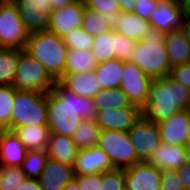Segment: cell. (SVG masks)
<instances>
[{"label": "cell", "instance_id": "32", "mask_svg": "<svg viewBox=\"0 0 190 190\" xmlns=\"http://www.w3.org/2000/svg\"><path fill=\"white\" fill-rule=\"evenodd\" d=\"M18 60L19 49L0 47V86L12 85Z\"/></svg>", "mask_w": 190, "mask_h": 190}, {"label": "cell", "instance_id": "18", "mask_svg": "<svg viewBox=\"0 0 190 190\" xmlns=\"http://www.w3.org/2000/svg\"><path fill=\"white\" fill-rule=\"evenodd\" d=\"M74 176L73 166L48 158L44 169L37 179L43 190H62L68 183L74 180Z\"/></svg>", "mask_w": 190, "mask_h": 190}, {"label": "cell", "instance_id": "4", "mask_svg": "<svg viewBox=\"0 0 190 190\" xmlns=\"http://www.w3.org/2000/svg\"><path fill=\"white\" fill-rule=\"evenodd\" d=\"M58 81L64 75L68 48L64 39L50 31L31 33L24 49Z\"/></svg>", "mask_w": 190, "mask_h": 190}, {"label": "cell", "instance_id": "51", "mask_svg": "<svg viewBox=\"0 0 190 190\" xmlns=\"http://www.w3.org/2000/svg\"><path fill=\"white\" fill-rule=\"evenodd\" d=\"M187 159L190 161V142H187L185 145Z\"/></svg>", "mask_w": 190, "mask_h": 190}, {"label": "cell", "instance_id": "49", "mask_svg": "<svg viewBox=\"0 0 190 190\" xmlns=\"http://www.w3.org/2000/svg\"><path fill=\"white\" fill-rule=\"evenodd\" d=\"M179 5L186 16L190 15V0H180Z\"/></svg>", "mask_w": 190, "mask_h": 190}, {"label": "cell", "instance_id": "28", "mask_svg": "<svg viewBox=\"0 0 190 190\" xmlns=\"http://www.w3.org/2000/svg\"><path fill=\"white\" fill-rule=\"evenodd\" d=\"M98 65L91 50L68 49L64 74L85 73L93 71Z\"/></svg>", "mask_w": 190, "mask_h": 190}, {"label": "cell", "instance_id": "46", "mask_svg": "<svg viewBox=\"0 0 190 190\" xmlns=\"http://www.w3.org/2000/svg\"><path fill=\"white\" fill-rule=\"evenodd\" d=\"M137 0H118L120 12L131 13L134 11Z\"/></svg>", "mask_w": 190, "mask_h": 190}, {"label": "cell", "instance_id": "26", "mask_svg": "<svg viewBox=\"0 0 190 190\" xmlns=\"http://www.w3.org/2000/svg\"><path fill=\"white\" fill-rule=\"evenodd\" d=\"M124 61L112 59L98 63L93 70L101 89H116L120 88V83L123 76Z\"/></svg>", "mask_w": 190, "mask_h": 190}, {"label": "cell", "instance_id": "24", "mask_svg": "<svg viewBox=\"0 0 190 190\" xmlns=\"http://www.w3.org/2000/svg\"><path fill=\"white\" fill-rule=\"evenodd\" d=\"M13 131L24 144L27 151L47 149L50 136L48 125L21 126Z\"/></svg>", "mask_w": 190, "mask_h": 190}, {"label": "cell", "instance_id": "27", "mask_svg": "<svg viewBox=\"0 0 190 190\" xmlns=\"http://www.w3.org/2000/svg\"><path fill=\"white\" fill-rule=\"evenodd\" d=\"M117 39L118 33L114 29L94 36L91 52L98 63L117 59Z\"/></svg>", "mask_w": 190, "mask_h": 190}, {"label": "cell", "instance_id": "45", "mask_svg": "<svg viewBox=\"0 0 190 190\" xmlns=\"http://www.w3.org/2000/svg\"><path fill=\"white\" fill-rule=\"evenodd\" d=\"M16 190H43L38 179L26 178Z\"/></svg>", "mask_w": 190, "mask_h": 190}, {"label": "cell", "instance_id": "38", "mask_svg": "<svg viewBox=\"0 0 190 190\" xmlns=\"http://www.w3.org/2000/svg\"><path fill=\"white\" fill-rule=\"evenodd\" d=\"M85 5L102 15L114 19L120 12L118 0H84Z\"/></svg>", "mask_w": 190, "mask_h": 190}, {"label": "cell", "instance_id": "22", "mask_svg": "<svg viewBox=\"0 0 190 190\" xmlns=\"http://www.w3.org/2000/svg\"><path fill=\"white\" fill-rule=\"evenodd\" d=\"M46 151L48 158L74 167L78 148L72 137L50 133Z\"/></svg>", "mask_w": 190, "mask_h": 190}, {"label": "cell", "instance_id": "11", "mask_svg": "<svg viewBox=\"0 0 190 190\" xmlns=\"http://www.w3.org/2000/svg\"><path fill=\"white\" fill-rule=\"evenodd\" d=\"M17 5L26 30L31 33L46 31L51 15L49 0H13Z\"/></svg>", "mask_w": 190, "mask_h": 190}, {"label": "cell", "instance_id": "35", "mask_svg": "<svg viewBox=\"0 0 190 190\" xmlns=\"http://www.w3.org/2000/svg\"><path fill=\"white\" fill-rule=\"evenodd\" d=\"M25 179L21 167L0 166V190H16Z\"/></svg>", "mask_w": 190, "mask_h": 190}, {"label": "cell", "instance_id": "13", "mask_svg": "<svg viewBox=\"0 0 190 190\" xmlns=\"http://www.w3.org/2000/svg\"><path fill=\"white\" fill-rule=\"evenodd\" d=\"M186 15L180 8L179 2L159 0L155 11L150 14L149 22L152 28L164 33L182 30Z\"/></svg>", "mask_w": 190, "mask_h": 190}, {"label": "cell", "instance_id": "39", "mask_svg": "<svg viewBox=\"0 0 190 190\" xmlns=\"http://www.w3.org/2000/svg\"><path fill=\"white\" fill-rule=\"evenodd\" d=\"M161 190H185L178 170L161 171Z\"/></svg>", "mask_w": 190, "mask_h": 190}, {"label": "cell", "instance_id": "12", "mask_svg": "<svg viewBox=\"0 0 190 190\" xmlns=\"http://www.w3.org/2000/svg\"><path fill=\"white\" fill-rule=\"evenodd\" d=\"M84 10V0H76L64 8L52 10L47 30L64 38L70 31L81 27Z\"/></svg>", "mask_w": 190, "mask_h": 190}, {"label": "cell", "instance_id": "31", "mask_svg": "<svg viewBox=\"0 0 190 190\" xmlns=\"http://www.w3.org/2000/svg\"><path fill=\"white\" fill-rule=\"evenodd\" d=\"M81 28L89 35L96 36L113 29V20L85 5Z\"/></svg>", "mask_w": 190, "mask_h": 190}, {"label": "cell", "instance_id": "5", "mask_svg": "<svg viewBox=\"0 0 190 190\" xmlns=\"http://www.w3.org/2000/svg\"><path fill=\"white\" fill-rule=\"evenodd\" d=\"M47 93L18 90L14 96L11 131L21 126L47 125Z\"/></svg>", "mask_w": 190, "mask_h": 190}, {"label": "cell", "instance_id": "8", "mask_svg": "<svg viewBox=\"0 0 190 190\" xmlns=\"http://www.w3.org/2000/svg\"><path fill=\"white\" fill-rule=\"evenodd\" d=\"M29 35L13 0H0V47L24 50Z\"/></svg>", "mask_w": 190, "mask_h": 190}, {"label": "cell", "instance_id": "1", "mask_svg": "<svg viewBox=\"0 0 190 190\" xmlns=\"http://www.w3.org/2000/svg\"><path fill=\"white\" fill-rule=\"evenodd\" d=\"M47 113L50 133L72 137L84 119H96L98 110L92 98L76 95L57 81L47 92Z\"/></svg>", "mask_w": 190, "mask_h": 190}, {"label": "cell", "instance_id": "47", "mask_svg": "<svg viewBox=\"0 0 190 190\" xmlns=\"http://www.w3.org/2000/svg\"><path fill=\"white\" fill-rule=\"evenodd\" d=\"M76 0H49V5L52 10H57L60 8H64L67 5L72 4Z\"/></svg>", "mask_w": 190, "mask_h": 190}, {"label": "cell", "instance_id": "43", "mask_svg": "<svg viewBox=\"0 0 190 190\" xmlns=\"http://www.w3.org/2000/svg\"><path fill=\"white\" fill-rule=\"evenodd\" d=\"M159 0H137L133 13L149 21L150 14L155 11Z\"/></svg>", "mask_w": 190, "mask_h": 190}, {"label": "cell", "instance_id": "10", "mask_svg": "<svg viewBox=\"0 0 190 190\" xmlns=\"http://www.w3.org/2000/svg\"><path fill=\"white\" fill-rule=\"evenodd\" d=\"M151 82L152 79L137 65L129 61L124 62L120 88L127 95L131 104L138 106L140 109L146 105Z\"/></svg>", "mask_w": 190, "mask_h": 190}, {"label": "cell", "instance_id": "25", "mask_svg": "<svg viewBox=\"0 0 190 190\" xmlns=\"http://www.w3.org/2000/svg\"><path fill=\"white\" fill-rule=\"evenodd\" d=\"M165 45L171 68L190 63V43L181 30L167 33Z\"/></svg>", "mask_w": 190, "mask_h": 190}, {"label": "cell", "instance_id": "16", "mask_svg": "<svg viewBox=\"0 0 190 190\" xmlns=\"http://www.w3.org/2000/svg\"><path fill=\"white\" fill-rule=\"evenodd\" d=\"M141 116V109L132 104L121 109L98 111L95 122L101 131L119 130L128 132Z\"/></svg>", "mask_w": 190, "mask_h": 190}, {"label": "cell", "instance_id": "15", "mask_svg": "<svg viewBox=\"0 0 190 190\" xmlns=\"http://www.w3.org/2000/svg\"><path fill=\"white\" fill-rule=\"evenodd\" d=\"M162 144L185 146L190 129V113L180 110L157 123Z\"/></svg>", "mask_w": 190, "mask_h": 190}, {"label": "cell", "instance_id": "14", "mask_svg": "<svg viewBox=\"0 0 190 190\" xmlns=\"http://www.w3.org/2000/svg\"><path fill=\"white\" fill-rule=\"evenodd\" d=\"M124 176L127 190H161V170L147 162L125 168Z\"/></svg>", "mask_w": 190, "mask_h": 190}, {"label": "cell", "instance_id": "20", "mask_svg": "<svg viewBox=\"0 0 190 190\" xmlns=\"http://www.w3.org/2000/svg\"><path fill=\"white\" fill-rule=\"evenodd\" d=\"M27 152L14 131L0 130V166L21 167Z\"/></svg>", "mask_w": 190, "mask_h": 190}, {"label": "cell", "instance_id": "23", "mask_svg": "<svg viewBox=\"0 0 190 190\" xmlns=\"http://www.w3.org/2000/svg\"><path fill=\"white\" fill-rule=\"evenodd\" d=\"M151 28L149 21L140 18L133 12H119L113 19V29L115 32L136 41H140Z\"/></svg>", "mask_w": 190, "mask_h": 190}, {"label": "cell", "instance_id": "52", "mask_svg": "<svg viewBox=\"0 0 190 190\" xmlns=\"http://www.w3.org/2000/svg\"><path fill=\"white\" fill-rule=\"evenodd\" d=\"M187 142H190V129H189V134H188Z\"/></svg>", "mask_w": 190, "mask_h": 190}, {"label": "cell", "instance_id": "29", "mask_svg": "<svg viewBox=\"0 0 190 190\" xmlns=\"http://www.w3.org/2000/svg\"><path fill=\"white\" fill-rule=\"evenodd\" d=\"M92 100L98 111L121 109L132 105L121 88L102 89Z\"/></svg>", "mask_w": 190, "mask_h": 190}, {"label": "cell", "instance_id": "50", "mask_svg": "<svg viewBox=\"0 0 190 190\" xmlns=\"http://www.w3.org/2000/svg\"><path fill=\"white\" fill-rule=\"evenodd\" d=\"M62 190H80V188H79L77 182L75 180H72Z\"/></svg>", "mask_w": 190, "mask_h": 190}, {"label": "cell", "instance_id": "33", "mask_svg": "<svg viewBox=\"0 0 190 190\" xmlns=\"http://www.w3.org/2000/svg\"><path fill=\"white\" fill-rule=\"evenodd\" d=\"M48 155L46 150L28 151L24 159L21 169L26 178L37 179L44 169Z\"/></svg>", "mask_w": 190, "mask_h": 190}, {"label": "cell", "instance_id": "9", "mask_svg": "<svg viewBox=\"0 0 190 190\" xmlns=\"http://www.w3.org/2000/svg\"><path fill=\"white\" fill-rule=\"evenodd\" d=\"M128 137L135 148L139 162H147L161 144L157 123L141 116L128 131Z\"/></svg>", "mask_w": 190, "mask_h": 190}, {"label": "cell", "instance_id": "37", "mask_svg": "<svg viewBox=\"0 0 190 190\" xmlns=\"http://www.w3.org/2000/svg\"><path fill=\"white\" fill-rule=\"evenodd\" d=\"M124 169H113L102 173L100 190H125Z\"/></svg>", "mask_w": 190, "mask_h": 190}, {"label": "cell", "instance_id": "42", "mask_svg": "<svg viewBox=\"0 0 190 190\" xmlns=\"http://www.w3.org/2000/svg\"><path fill=\"white\" fill-rule=\"evenodd\" d=\"M169 77L190 90V63L171 68Z\"/></svg>", "mask_w": 190, "mask_h": 190}, {"label": "cell", "instance_id": "30", "mask_svg": "<svg viewBox=\"0 0 190 190\" xmlns=\"http://www.w3.org/2000/svg\"><path fill=\"white\" fill-rule=\"evenodd\" d=\"M100 128L95 120H83L75 130L72 139L78 150L89 149L98 144Z\"/></svg>", "mask_w": 190, "mask_h": 190}, {"label": "cell", "instance_id": "44", "mask_svg": "<svg viewBox=\"0 0 190 190\" xmlns=\"http://www.w3.org/2000/svg\"><path fill=\"white\" fill-rule=\"evenodd\" d=\"M179 176L182 180V184L185 190H190V161L183 165L182 168L178 169Z\"/></svg>", "mask_w": 190, "mask_h": 190}, {"label": "cell", "instance_id": "53", "mask_svg": "<svg viewBox=\"0 0 190 190\" xmlns=\"http://www.w3.org/2000/svg\"><path fill=\"white\" fill-rule=\"evenodd\" d=\"M187 111L190 113V103H189V106L187 108Z\"/></svg>", "mask_w": 190, "mask_h": 190}, {"label": "cell", "instance_id": "41", "mask_svg": "<svg viewBox=\"0 0 190 190\" xmlns=\"http://www.w3.org/2000/svg\"><path fill=\"white\" fill-rule=\"evenodd\" d=\"M80 190H100L102 185V173L75 175Z\"/></svg>", "mask_w": 190, "mask_h": 190}, {"label": "cell", "instance_id": "34", "mask_svg": "<svg viewBox=\"0 0 190 190\" xmlns=\"http://www.w3.org/2000/svg\"><path fill=\"white\" fill-rule=\"evenodd\" d=\"M16 89L12 85L0 86V130L11 131L12 107Z\"/></svg>", "mask_w": 190, "mask_h": 190}, {"label": "cell", "instance_id": "6", "mask_svg": "<svg viewBox=\"0 0 190 190\" xmlns=\"http://www.w3.org/2000/svg\"><path fill=\"white\" fill-rule=\"evenodd\" d=\"M56 82L38 60L19 49L18 67L12 83L15 89L47 93Z\"/></svg>", "mask_w": 190, "mask_h": 190}, {"label": "cell", "instance_id": "17", "mask_svg": "<svg viewBox=\"0 0 190 190\" xmlns=\"http://www.w3.org/2000/svg\"><path fill=\"white\" fill-rule=\"evenodd\" d=\"M113 169L109 156L98 145L78 150L74 165L75 175L103 173Z\"/></svg>", "mask_w": 190, "mask_h": 190}, {"label": "cell", "instance_id": "3", "mask_svg": "<svg viewBox=\"0 0 190 190\" xmlns=\"http://www.w3.org/2000/svg\"><path fill=\"white\" fill-rule=\"evenodd\" d=\"M167 33L155 28L149 29L137 41L129 62L137 65L152 80L169 76L170 62L165 45Z\"/></svg>", "mask_w": 190, "mask_h": 190}, {"label": "cell", "instance_id": "48", "mask_svg": "<svg viewBox=\"0 0 190 190\" xmlns=\"http://www.w3.org/2000/svg\"><path fill=\"white\" fill-rule=\"evenodd\" d=\"M185 36V39L190 43V15L186 16L184 26L181 30Z\"/></svg>", "mask_w": 190, "mask_h": 190}, {"label": "cell", "instance_id": "36", "mask_svg": "<svg viewBox=\"0 0 190 190\" xmlns=\"http://www.w3.org/2000/svg\"><path fill=\"white\" fill-rule=\"evenodd\" d=\"M68 49L91 50L94 36L86 33L81 27L70 31L64 38Z\"/></svg>", "mask_w": 190, "mask_h": 190}, {"label": "cell", "instance_id": "2", "mask_svg": "<svg viewBox=\"0 0 190 190\" xmlns=\"http://www.w3.org/2000/svg\"><path fill=\"white\" fill-rule=\"evenodd\" d=\"M190 103V90L169 76L152 80L146 105L141 109L142 116L156 123L170 118L180 110H187Z\"/></svg>", "mask_w": 190, "mask_h": 190}, {"label": "cell", "instance_id": "40", "mask_svg": "<svg viewBox=\"0 0 190 190\" xmlns=\"http://www.w3.org/2000/svg\"><path fill=\"white\" fill-rule=\"evenodd\" d=\"M136 40L130 39L118 33L117 39V59L128 62L136 48Z\"/></svg>", "mask_w": 190, "mask_h": 190}, {"label": "cell", "instance_id": "7", "mask_svg": "<svg viewBox=\"0 0 190 190\" xmlns=\"http://www.w3.org/2000/svg\"><path fill=\"white\" fill-rule=\"evenodd\" d=\"M108 156L113 168L125 169L139 163L128 132L102 130L97 144Z\"/></svg>", "mask_w": 190, "mask_h": 190}, {"label": "cell", "instance_id": "19", "mask_svg": "<svg viewBox=\"0 0 190 190\" xmlns=\"http://www.w3.org/2000/svg\"><path fill=\"white\" fill-rule=\"evenodd\" d=\"M185 146L160 144L150 156L147 163L159 170H178L187 162Z\"/></svg>", "mask_w": 190, "mask_h": 190}, {"label": "cell", "instance_id": "21", "mask_svg": "<svg viewBox=\"0 0 190 190\" xmlns=\"http://www.w3.org/2000/svg\"><path fill=\"white\" fill-rule=\"evenodd\" d=\"M58 82L76 95L93 98L101 89L94 71L64 74Z\"/></svg>", "mask_w": 190, "mask_h": 190}]
</instances>
